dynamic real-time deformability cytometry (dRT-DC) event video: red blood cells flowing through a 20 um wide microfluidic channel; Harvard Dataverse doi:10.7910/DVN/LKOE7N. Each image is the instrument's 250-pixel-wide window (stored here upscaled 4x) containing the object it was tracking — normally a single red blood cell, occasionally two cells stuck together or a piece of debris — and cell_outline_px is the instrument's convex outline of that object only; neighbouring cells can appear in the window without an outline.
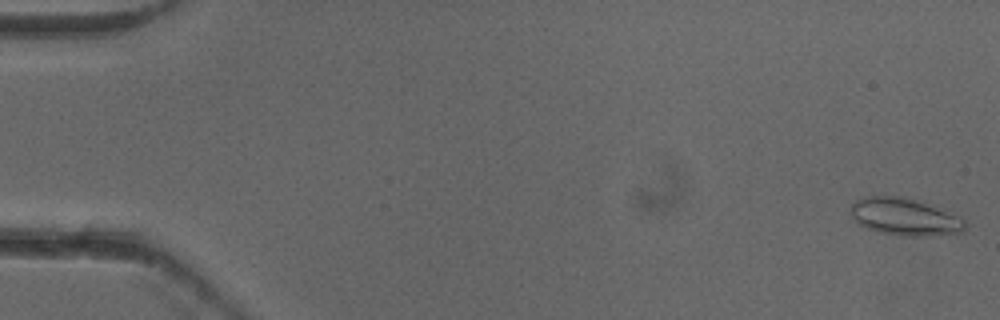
{"species": "common noctule bat (a hibernating species)", "species_latin": "Nyctalus noctula", "temperature_condition": "cold", "stored_images_in_passage": 52, "camera_frame_rate_fps": 3000, "um_per_image_px": 0.085, "animal": {"sex": "female"}, "frame": {"image": 1, "passage_image": 1, "time_ms": 0.0, "image_size_px": [1000, 320], "cell_outline_px": [[968, 224], [964, 232], [928, 236], [900, 236], [880, 232], [868, 228], [860, 224], [852, 216], [852, 204], [856, 200], [864, 196], [900, 196], [916, 200], [956, 216], [964, 220]], "centroid_in_image_um": [76.91, 18.44], "position_along_channel_um": 8.1, "area_um2": 24.45}}
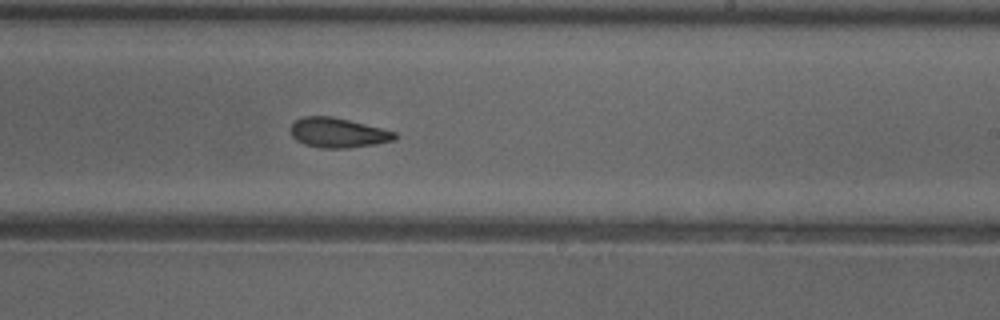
{"frame": {"image": 2, "passage_image": 32, "time_ms": 10.333, "image_size_px": [1000, 320], "cell_outline_px": [[396, 136], [392, 140], [376, 144], [348, 148], [320, 148], [304, 144], [296, 140], [292, 136], [288, 128], [296, 120], [304, 116], [332, 116], [396, 132]], "centroid_in_image_um": [28.66, 11.29], "position_along_channel_um": 260.3, "area_um2": 17.98}}
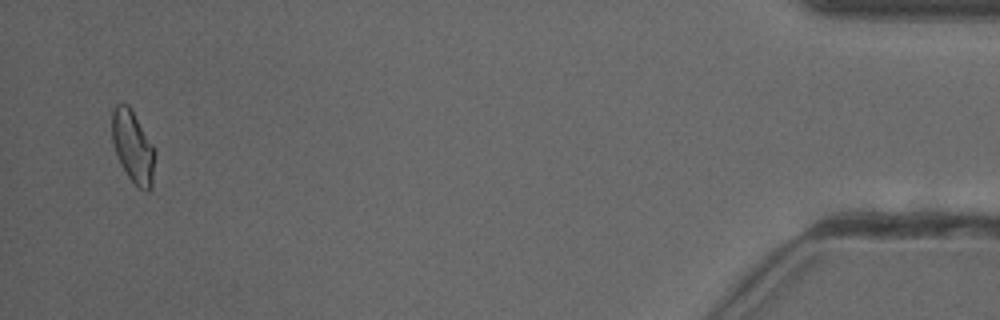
{"frame": {"image": 3, "passage_image": 51, "time_ms": 16.667, "image_size_px": [1000, 320], "cell_outline_px": [[156, 152], [152, 188], [148, 192], [144, 192], [128, 176], [116, 152], [112, 140], [112, 108], [120, 100], [128, 104], [156, 148]], "centroid_in_image_um": [11.33, 12.44], "position_along_channel_um": 423.9, "area_um2": 18.26}, "authors_computed_cell_mechanics": {"area_um2": 18.3226, "velocity_mm_per_s": 3.9351, "shape_relaxation_time_tau1_ms": null, "shape_relaxation_time_tau2_ms": 2.747, "deformation_change_tau1": null, "deformation_change_tau2": 0.0901}}